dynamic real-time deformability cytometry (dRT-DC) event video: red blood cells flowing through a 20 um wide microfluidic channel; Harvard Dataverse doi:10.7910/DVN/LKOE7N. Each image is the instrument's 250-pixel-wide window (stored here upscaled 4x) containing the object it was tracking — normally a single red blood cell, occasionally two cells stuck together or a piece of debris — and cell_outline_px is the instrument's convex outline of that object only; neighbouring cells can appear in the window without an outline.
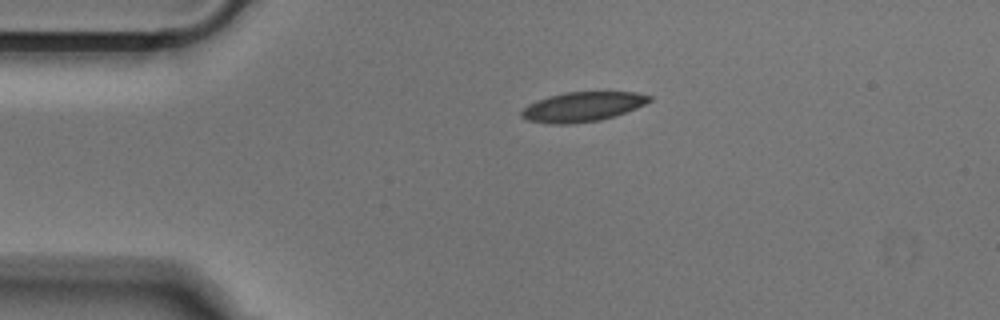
{"species": "Egyptian fruit bat (a non-hibernating species)", "species_latin": "Rousettus aegyptiacus", "temperature_condition": "cold", "stored_images_in_passage": 42, "camera_frame_rate_fps": 3000, "um_per_image_px": 0.085, "animal": {"sex": "male"}, "frame": {"image": 1, "passage_image": 1, "time_ms": 0.0, "image_size_px": [1000, 320], "cell_outline_px": [[652, 100], [636, 108], [600, 120], [568, 124], [548, 124], [528, 120], [520, 116], [520, 112], [528, 104], [536, 100], [548, 96], [564, 92], [636, 92], [652, 96]], "centroid_in_image_um": [49.47, 9.07], "position_along_channel_um": 35.5, "area_um2": 22.02}}
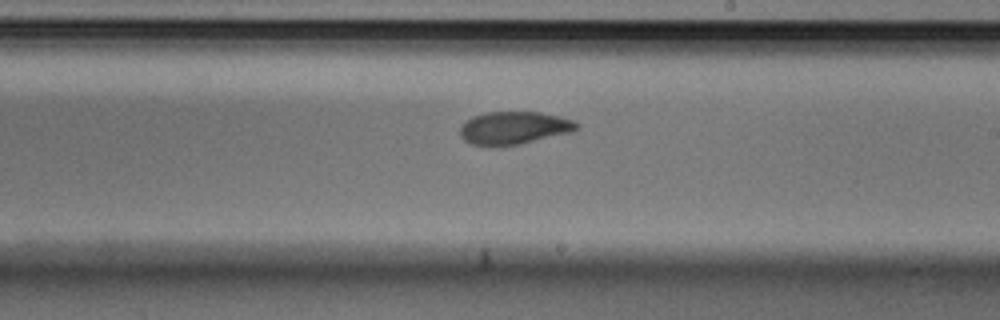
{"frame": {"image": 2, "passage_image": 20, "time_ms": 6.333, "image_size_px": [1000, 320], "cell_outline_px": [[580, 128], [572, 132], [520, 144], [472, 144], [464, 140], [460, 136], [460, 128], [472, 116], [488, 112], [540, 112], [560, 116], [572, 120], [580, 124]], "centroid_in_image_um": [43.75, 10.85], "position_along_channel_um": 245.3, "area_um2": 21.91}}
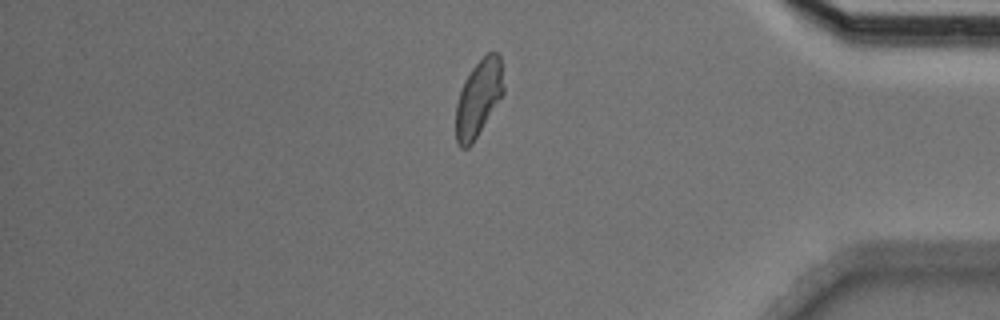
{"frame": {"image": 3, "passage_image": 34, "time_ms": 11.0, "image_size_px": [1000, 320], "cell_outline_px": [[504, 92], [472, 144], [468, 148], [460, 148], [456, 140], [456, 104], [464, 80], [472, 68], [488, 52], [500, 52], [504, 88]], "centroid_in_image_um": [40.68, 8.33], "position_along_channel_um": 394.5, "area_um2": 21.15}}